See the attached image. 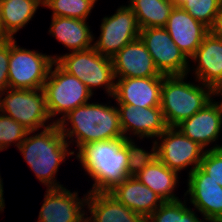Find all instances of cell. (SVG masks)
I'll use <instances>...</instances> for the list:
<instances>
[{
    "label": "cell",
    "instance_id": "obj_8",
    "mask_svg": "<svg viewBox=\"0 0 222 222\" xmlns=\"http://www.w3.org/2000/svg\"><path fill=\"white\" fill-rule=\"evenodd\" d=\"M10 38L9 88L42 89L55 62L50 55L20 47Z\"/></svg>",
    "mask_w": 222,
    "mask_h": 222
},
{
    "label": "cell",
    "instance_id": "obj_7",
    "mask_svg": "<svg viewBox=\"0 0 222 222\" xmlns=\"http://www.w3.org/2000/svg\"><path fill=\"white\" fill-rule=\"evenodd\" d=\"M0 112L19 122L28 131H39L54 124L53 121L48 124L50 117L43 89L8 88L0 94Z\"/></svg>",
    "mask_w": 222,
    "mask_h": 222
},
{
    "label": "cell",
    "instance_id": "obj_23",
    "mask_svg": "<svg viewBox=\"0 0 222 222\" xmlns=\"http://www.w3.org/2000/svg\"><path fill=\"white\" fill-rule=\"evenodd\" d=\"M178 174V172L169 169L156 157L150 164L135 175V177L158 194L163 201H174L179 199V197L174 194V190L179 184Z\"/></svg>",
    "mask_w": 222,
    "mask_h": 222
},
{
    "label": "cell",
    "instance_id": "obj_6",
    "mask_svg": "<svg viewBox=\"0 0 222 222\" xmlns=\"http://www.w3.org/2000/svg\"><path fill=\"white\" fill-rule=\"evenodd\" d=\"M42 89L50 120L58 114L62 115L53 120L54 123H58L78 106L89 103L93 95L80 79L68 74L56 62L52 64Z\"/></svg>",
    "mask_w": 222,
    "mask_h": 222
},
{
    "label": "cell",
    "instance_id": "obj_2",
    "mask_svg": "<svg viewBox=\"0 0 222 222\" xmlns=\"http://www.w3.org/2000/svg\"><path fill=\"white\" fill-rule=\"evenodd\" d=\"M57 124L66 141L69 144L75 141L78 149L91 142L124 138L118 107L110 104L89 102L78 106Z\"/></svg>",
    "mask_w": 222,
    "mask_h": 222
},
{
    "label": "cell",
    "instance_id": "obj_4",
    "mask_svg": "<svg viewBox=\"0 0 222 222\" xmlns=\"http://www.w3.org/2000/svg\"><path fill=\"white\" fill-rule=\"evenodd\" d=\"M186 77L187 75L163 76L160 108L168 127H176L212 100L211 87L187 82Z\"/></svg>",
    "mask_w": 222,
    "mask_h": 222
},
{
    "label": "cell",
    "instance_id": "obj_11",
    "mask_svg": "<svg viewBox=\"0 0 222 222\" xmlns=\"http://www.w3.org/2000/svg\"><path fill=\"white\" fill-rule=\"evenodd\" d=\"M139 38L161 74L188 75L191 71L189 59L172 41L164 27L140 29Z\"/></svg>",
    "mask_w": 222,
    "mask_h": 222
},
{
    "label": "cell",
    "instance_id": "obj_15",
    "mask_svg": "<svg viewBox=\"0 0 222 222\" xmlns=\"http://www.w3.org/2000/svg\"><path fill=\"white\" fill-rule=\"evenodd\" d=\"M186 137L198 143L207 150L221 149L222 145L216 143L220 132L222 131V109L215 103L214 98L206 104L201 110L196 112L190 118L183 120L176 126Z\"/></svg>",
    "mask_w": 222,
    "mask_h": 222
},
{
    "label": "cell",
    "instance_id": "obj_26",
    "mask_svg": "<svg viewBox=\"0 0 222 222\" xmlns=\"http://www.w3.org/2000/svg\"><path fill=\"white\" fill-rule=\"evenodd\" d=\"M187 200L184 203L178 199L164 201L147 219L146 222H198L196 211L187 207Z\"/></svg>",
    "mask_w": 222,
    "mask_h": 222
},
{
    "label": "cell",
    "instance_id": "obj_3",
    "mask_svg": "<svg viewBox=\"0 0 222 222\" xmlns=\"http://www.w3.org/2000/svg\"><path fill=\"white\" fill-rule=\"evenodd\" d=\"M35 132L28 131L18 150L36 178L47 189L64 187L55 178L66 157L73 156L75 152L68 149L70 144L61 133L57 123L42 129L37 134Z\"/></svg>",
    "mask_w": 222,
    "mask_h": 222
},
{
    "label": "cell",
    "instance_id": "obj_25",
    "mask_svg": "<svg viewBox=\"0 0 222 222\" xmlns=\"http://www.w3.org/2000/svg\"><path fill=\"white\" fill-rule=\"evenodd\" d=\"M140 29L164 27L176 4L172 0H129Z\"/></svg>",
    "mask_w": 222,
    "mask_h": 222
},
{
    "label": "cell",
    "instance_id": "obj_22",
    "mask_svg": "<svg viewBox=\"0 0 222 222\" xmlns=\"http://www.w3.org/2000/svg\"><path fill=\"white\" fill-rule=\"evenodd\" d=\"M86 21L69 17H52L49 34L71 52L90 49L93 47L95 37Z\"/></svg>",
    "mask_w": 222,
    "mask_h": 222
},
{
    "label": "cell",
    "instance_id": "obj_18",
    "mask_svg": "<svg viewBox=\"0 0 222 222\" xmlns=\"http://www.w3.org/2000/svg\"><path fill=\"white\" fill-rule=\"evenodd\" d=\"M172 41L189 59L209 33V28L192 18L179 6H175L164 26Z\"/></svg>",
    "mask_w": 222,
    "mask_h": 222
},
{
    "label": "cell",
    "instance_id": "obj_36",
    "mask_svg": "<svg viewBox=\"0 0 222 222\" xmlns=\"http://www.w3.org/2000/svg\"><path fill=\"white\" fill-rule=\"evenodd\" d=\"M10 37L3 31L2 26L0 25V46L7 42Z\"/></svg>",
    "mask_w": 222,
    "mask_h": 222
},
{
    "label": "cell",
    "instance_id": "obj_35",
    "mask_svg": "<svg viewBox=\"0 0 222 222\" xmlns=\"http://www.w3.org/2000/svg\"><path fill=\"white\" fill-rule=\"evenodd\" d=\"M4 189H3V180L0 176V212H3L4 211V208H5V198H3V195H4Z\"/></svg>",
    "mask_w": 222,
    "mask_h": 222
},
{
    "label": "cell",
    "instance_id": "obj_28",
    "mask_svg": "<svg viewBox=\"0 0 222 222\" xmlns=\"http://www.w3.org/2000/svg\"><path fill=\"white\" fill-rule=\"evenodd\" d=\"M176 6L186 10L192 18L210 28L222 7V0H181Z\"/></svg>",
    "mask_w": 222,
    "mask_h": 222
},
{
    "label": "cell",
    "instance_id": "obj_5",
    "mask_svg": "<svg viewBox=\"0 0 222 222\" xmlns=\"http://www.w3.org/2000/svg\"><path fill=\"white\" fill-rule=\"evenodd\" d=\"M52 58L64 71L80 79L92 94L94 88L103 87L107 96H113L115 75L110 57L100 54L92 47L61 56L56 54Z\"/></svg>",
    "mask_w": 222,
    "mask_h": 222
},
{
    "label": "cell",
    "instance_id": "obj_30",
    "mask_svg": "<svg viewBox=\"0 0 222 222\" xmlns=\"http://www.w3.org/2000/svg\"><path fill=\"white\" fill-rule=\"evenodd\" d=\"M135 139H125V145L128 149V172L129 176L137 175L145 166L150 164L156 156V144L153 139L151 151H145L139 148L134 142Z\"/></svg>",
    "mask_w": 222,
    "mask_h": 222
},
{
    "label": "cell",
    "instance_id": "obj_37",
    "mask_svg": "<svg viewBox=\"0 0 222 222\" xmlns=\"http://www.w3.org/2000/svg\"><path fill=\"white\" fill-rule=\"evenodd\" d=\"M1 21H2V10H1V0H0V25H1Z\"/></svg>",
    "mask_w": 222,
    "mask_h": 222
},
{
    "label": "cell",
    "instance_id": "obj_24",
    "mask_svg": "<svg viewBox=\"0 0 222 222\" xmlns=\"http://www.w3.org/2000/svg\"><path fill=\"white\" fill-rule=\"evenodd\" d=\"M45 0H1L3 31L10 37L32 20L38 7L44 5Z\"/></svg>",
    "mask_w": 222,
    "mask_h": 222
},
{
    "label": "cell",
    "instance_id": "obj_38",
    "mask_svg": "<svg viewBox=\"0 0 222 222\" xmlns=\"http://www.w3.org/2000/svg\"><path fill=\"white\" fill-rule=\"evenodd\" d=\"M198 222H212V221L204 218V220H201V219H200Z\"/></svg>",
    "mask_w": 222,
    "mask_h": 222
},
{
    "label": "cell",
    "instance_id": "obj_19",
    "mask_svg": "<svg viewBox=\"0 0 222 222\" xmlns=\"http://www.w3.org/2000/svg\"><path fill=\"white\" fill-rule=\"evenodd\" d=\"M189 60L197 63L195 81L212 88L222 80V39L209 32Z\"/></svg>",
    "mask_w": 222,
    "mask_h": 222
},
{
    "label": "cell",
    "instance_id": "obj_29",
    "mask_svg": "<svg viewBox=\"0 0 222 222\" xmlns=\"http://www.w3.org/2000/svg\"><path fill=\"white\" fill-rule=\"evenodd\" d=\"M27 133L28 130L19 122L0 112V151L8 149L12 142L18 148Z\"/></svg>",
    "mask_w": 222,
    "mask_h": 222
},
{
    "label": "cell",
    "instance_id": "obj_17",
    "mask_svg": "<svg viewBox=\"0 0 222 222\" xmlns=\"http://www.w3.org/2000/svg\"><path fill=\"white\" fill-rule=\"evenodd\" d=\"M112 98L117 104L139 107L160 106L163 77L115 78Z\"/></svg>",
    "mask_w": 222,
    "mask_h": 222
},
{
    "label": "cell",
    "instance_id": "obj_32",
    "mask_svg": "<svg viewBox=\"0 0 222 222\" xmlns=\"http://www.w3.org/2000/svg\"><path fill=\"white\" fill-rule=\"evenodd\" d=\"M10 39L0 46V94L9 88Z\"/></svg>",
    "mask_w": 222,
    "mask_h": 222
},
{
    "label": "cell",
    "instance_id": "obj_39",
    "mask_svg": "<svg viewBox=\"0 0 222 222\" xmlns=\"http://www.w3.org/2000/svg\"><path fill=\"white\" fill-rule=\"evenodd\" d=\"M176 5L181 1V0H172Z\"/></svg>",
    "mask_w": 222,
    "mask_h": 222
},
{
    "label": "cell",
    "instance_id": "obj_34",
    "mask_svg": "<svg viewBox=\"0 0 222 222\" xmlns=\"http://www.w3.org/2000/svg\"><path fill=\"white\" fill-rule=\"evenodd\" d=\"M220 94L222 96V80H220L216 85L212 87V97L214 96L216 97L217 95H218L217 97H219ZM215 103L218 104L220 108L222 109V100L219 102L215 101Z\"/></svg>",
    "mask_w": 222,
    "mask_h": 222
},
{
    "label": "cell",
    "instance_id": "obj_14",
    "mask_svg": "<svg viewBox=\"0 0 222 222\" xmlns=\"http://www.w3.org/2000/svg\"><path fill=\"white\" fill-rule=\"evenodd\" d=\"M188 190L190 202L201 213L203 219L212 222L222 221V186L211 179L200 167L188 174Z\"/></svg>",
    "mask_w": 222,
    "mask_h": 222
},
{
    "label": "cell",
    "instance_id": "obj_13",
    "mask_svg": "<svg viewBox=\"0 0 222 222\" xmlns=\"http://www.w3.org/2000/svg\"><path fill=\"white\" fill-rule=\"evenodd\" d=\"M120 126L125 139L134 135L139 139L159 137L167 128L163 111L157 107H137L130 104H117ZM132 133V134H131ZM130 135V136H129Z\"/></svg>",
    "mask_w": 222,
    "mask_h": 222
},
{
    "label": "cell",
    "instance_id": "obj_31",
    "mask_svg": "<svg viewBox=\"0 0 222 222\" xmlns=\"http://www.w3.org/2000/svg\"><path fill=\"white\" fill-rule=\"evenodd\" d=\"M199 167L222 186V148L205 151Z\"/></svg>",
    "mask_w": 222,
    "mask_h": 222
},
{
    "label": "cell",
    "instance_id": "obj_27",
    "mask_svg": "<svg viewBox=\"0 0 222 222\" xmlns=\"http://www.w3.org/2000/svg\"><path fill=\"white\" fill-rule=\"evenodd\" d=\"M97 0H45L43 7L52 10L51 17L86 20Z\"/></svg>",
    "mask_w": 222,
    "mask_h": 222
},
{
    "label": "cell",
    "instance_id": "obj_10",
    "mask_svg": "<svg viewBox=\"0 0 222 222\" xmlns=\"http://www.w3.org/2000/svg\"><path fill=\"white\" fill-rule=\"evenodd\" d=\"M115 12L102 19L100 36L93 42L97 52L110 58L140 34L136 16L128 5L120 6Z\"/></svg>",
    "mask_w": 222,
    "mask_h": 222
},
{
    "label": "cell",
    "instance_id": "obj_20",
    "mask_svg": "<svg viewBox=\"0 0 222 222\" xmlns=\"http://www.w3.org/2000/svg\"><path fill=\"white\" fill-rule=\"evenodd\" d=\"M85 222H146V219L120 203L109 192H87Z\"/></svg>",
    "mask_w": 222,
    "mask_h": 222
},
{
    "label": "cell",
    "instance_id": "obj_1",
    "mask_svg": "<svg viewBox=\"0 0 222 222\" xmlns=\"http://www.w3.org/2000/svg\"><path fill=\"white\" fill-rule=\"evenodd\" d=\"M76 158L94 184L87 192H110L130 177L125 138L101 140L77 149Z\"/></svg>",
    "mask_w": 222,
    "mask_h": 222
},
{
    "label": "cell",
    "instance_id": "obj_33",
    "mask_svg": "<svg viewBox=\"0 0 222 222\" xmlns=\"http://www.w3.org/2000/svg\"><path fill=\"white\" fill-rule=\"evenodd\" d=\"M209 32L213 36L222 39V7L216 15L213 25L209 28Z\"/></svg>",
    "mask_w": 222,
    "mask_h": 222
},
{
    "label": "cell",
    "instance_id": "obj_12",
    "mask_svg": "<svg viewBox=\"0 0 222 222\" xmlns=\"http://www.w3.org/2000/svg\"><path fill=\"white\" fill-rule=\"evenodd\" d=\"M87 194L78 197V191L49 188L39 211L37 222H85Z\"/></svg>",
    "mask_w": 222,
    "mask_h": 222
},
{
    "label": "cell",
    "instance_id": "obj_16",
    "mask_svg": "<svg viewBox=\"0 0 222 222\" xmlns=\"http://www.w3.org/2000/svg\"><path fill=\"white\" fill-rule=\"evenodd\" d=\"M115 78L163 77L140 38L124 46L112 58Z\"/></svg>",
    "mask_w": 222,
    "mask_h": 222
},
{
    "label": "cell",
    "instance_id": "obj_9",
    "mask_svg": "<svg viewBox=\"0 0 222 222\" xmlns=\"http://www.w3.org/2000/svg\"><path fill=\"white\" fill-rule=\"evenodd\" d=\"M157 138L154 140L156 156L169 169L179 173L192 166L188 173L190 174L200 166L206 150L186 137L177 127H168Z\"/></svg>",
    "mask_w": 222,
    "mask_h": 222
},
{
    "label": "cell",
    "instance_id": "obj_21",
    "mask_svg": "<svg viewBox=\"0 0 222 222\" xmlns=\"http://www.w3.org/2000/svg\"><path fill=\"white\" fill-rule=\"evenodd\" d=\"M120 203L147 219L164 201L135 176H130L109 192Z\"/></svg>",
    "mask_w": 222,
    "mask_h": 222
}]
</instances>
